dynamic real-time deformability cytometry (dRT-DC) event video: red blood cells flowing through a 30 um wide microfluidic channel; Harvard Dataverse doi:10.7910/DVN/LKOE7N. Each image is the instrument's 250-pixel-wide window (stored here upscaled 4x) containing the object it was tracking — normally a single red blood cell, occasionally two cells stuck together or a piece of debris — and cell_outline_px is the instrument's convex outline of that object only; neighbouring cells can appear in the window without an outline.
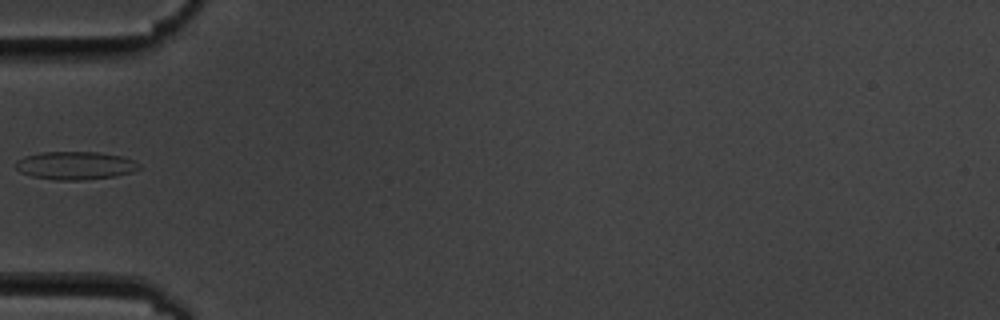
{"species": "common noctule bat (a hibernating species)", "species_latin": "Nyctalus noctula", "temperature_condition": "cold", "stored_images_in_passage": 2, "camera_frame_rate_fps": 3000, "um_per_image_px": 0.085, "animal": {"sex": "male", "body_mass_g": 19.5, "forearm_length_mm": 54.6}, "frame": {"image": 1, "passage_image": 1, "time_ms": 0.0, "image_size_px": [1000, 320], "cell_outline_px": [[140, 168], [132, 172], [116, 176], [84, 180], [56, 180], [32, 176], [20, 172], [16, 168], [16, 160], [24, 156], [40, 152], [96, 152], [120, 156], [136, 160], [140, 164]], "centroid_in_image_um": [6.4, 14.07], "position_along_channel_um": 78.6, "area_um2": 20.29}}